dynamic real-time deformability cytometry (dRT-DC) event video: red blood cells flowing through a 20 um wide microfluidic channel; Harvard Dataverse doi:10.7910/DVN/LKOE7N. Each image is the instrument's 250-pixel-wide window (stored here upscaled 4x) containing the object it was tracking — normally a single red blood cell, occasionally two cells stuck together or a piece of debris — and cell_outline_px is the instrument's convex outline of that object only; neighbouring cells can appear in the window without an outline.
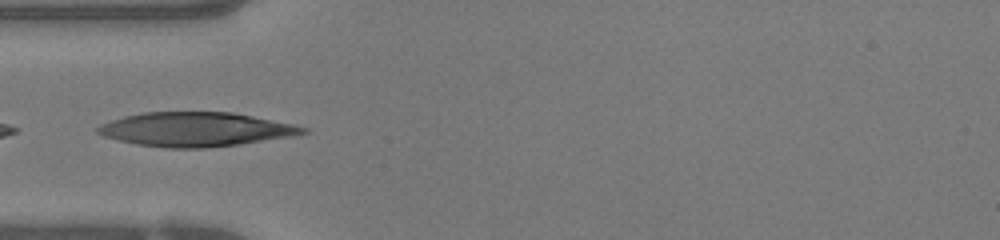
{"species": "human", "species_latin": "Homo sapiens", "temperature_condition": "warm", "stored_images_in_passage": 28, "camera_frame_rate_fps": 3000, "um_per_image_px": 0.085, "donor": {"sex": "female"}, "frame": {"image": 1, "passage_image": 1, "time_ms": 0.0, "image_size_px": [1000, 240], "cell_outline_px": [[308, 132], [292, 136], [240, 144], [208, 148], [168, 148], [136, 144], [104, 136], [96, 132], [96, 128], [100, 124], [124, 116], [144, 112], [232, 112], [292, 124], [308, 128]], "centroid_in_image_um": [16.62, 11.0], "position_along_channel_um": 68.4, "area_um2": 40.63}}
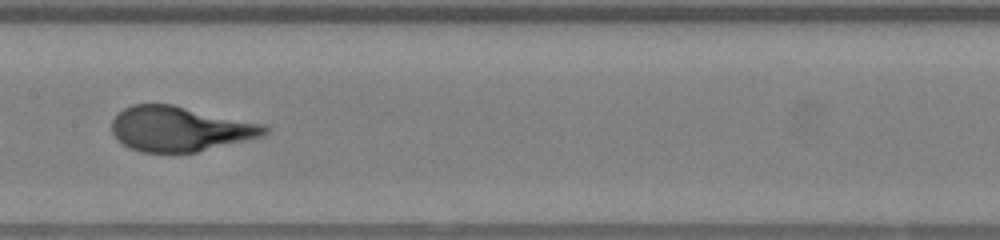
{"frame": {"image": 2, "passage_image": 10, "time_ms": 3.0, "image_size_px": [1000, 240], "cell_outline_px": [[268, 132], [264, 136], [248, 140], [196, 152], [140, 152], [128, 148], [112, 132], [112, 120], [124, 108], [132, 104], [172, 104], [264, 124], [268, 128]], "centroid_in_image_um": [15.31, 10.95], "position_along_channel_um": 192.1, "area_um2": 39.88}}
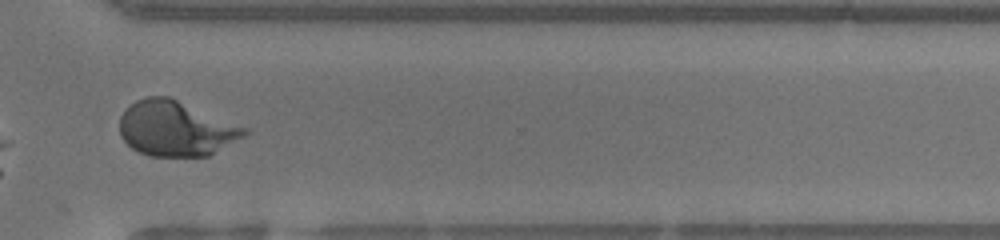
{"frame": {"image": 3, "passage_image": 22, "time_ms": 7.0, "image_size_px": [1000, 240], "cell_outline_px": [[248, 132], [244, 136], [208, 156], [148, 156], [132, 148], [120, 136], [120, 116], [136, 100], [148, 96], [168, 96], [248, 128]], "centroid_in_image_um": [14.94, 10.93], "position_along_channel_um": 355.7, "area_um2": 39.77}}